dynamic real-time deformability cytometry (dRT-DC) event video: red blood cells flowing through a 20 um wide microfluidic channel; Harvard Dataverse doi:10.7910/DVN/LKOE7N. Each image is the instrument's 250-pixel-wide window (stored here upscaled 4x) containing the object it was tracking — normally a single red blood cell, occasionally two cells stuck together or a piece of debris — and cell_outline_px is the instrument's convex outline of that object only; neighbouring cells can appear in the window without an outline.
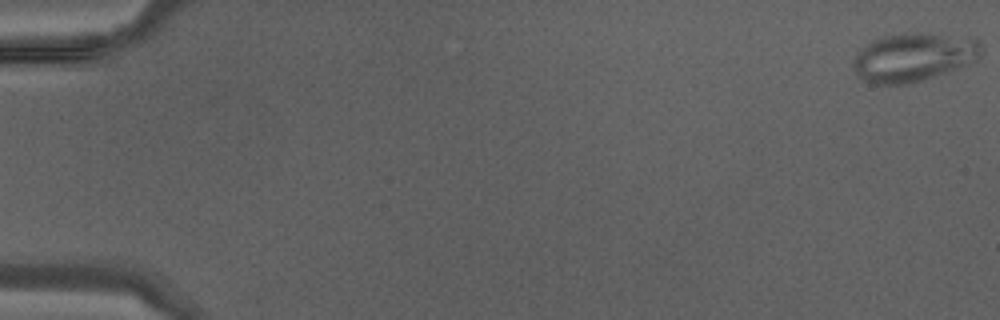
{"species": "Egyptian fruit bat (a non-hibernating species)", "species_latin": "Rousettus aegyptiacus", "temperature_condition": "warm", "stored_images_in_passage": 9, "camera_frame_rate_fps": 3000, "um_per_image_px": 0.085, "animal": {"sex": "male"}, "frame": {"image": 1, "passage_image": 1, "time_ms": 0.0, "image_size_px": [1000, 320], "cell_outline_px": [[980, 56], [976, 60], [968, 64], [908, 84], [876, 84], [864, 80], [856, 76], [852, 68], [852, 60], [856, 52], [872, 40], [884, 36], [904, 32], [968, 36], [976, 40], [980, 44]], "centroid_in_image_um": [77.59, 4.85], "position_along_channel_um": 7.4, "area_um2": 36.18}}